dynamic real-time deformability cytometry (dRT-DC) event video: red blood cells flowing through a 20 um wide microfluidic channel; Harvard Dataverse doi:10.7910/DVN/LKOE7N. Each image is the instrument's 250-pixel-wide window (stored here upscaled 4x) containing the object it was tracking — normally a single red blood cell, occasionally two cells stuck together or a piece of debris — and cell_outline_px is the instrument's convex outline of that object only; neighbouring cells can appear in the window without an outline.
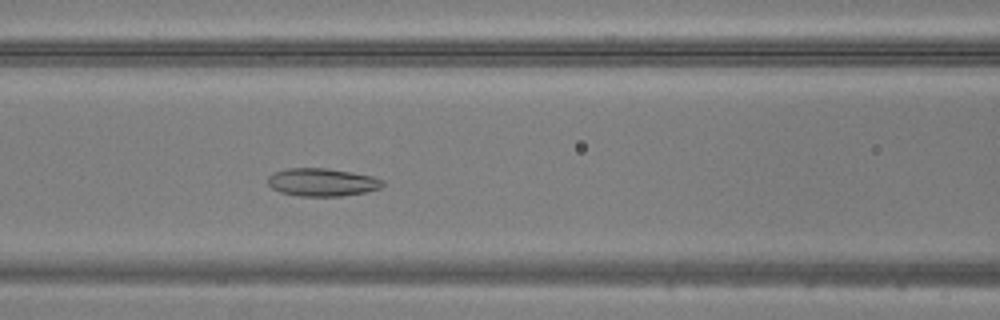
{"species": "common noctule bat (a hibernating species)", "species_latin": "Nyctalus noctula", "temperature_condition": "warm", "stored_images_in_passage": 42, "camera_frame_rate_fps": 3000, "um_per_image_px": 0.085, "animal": {"sex": "male", "body_mass_g": 20.5, "forearm_length_mm": 52.5}, "frame": {"image": 1, "passage_image": 19, "time_ms": 6.0, "image_size_px": [1000, 320], "cell_outline_px": [[384, 184], [380, 188], [364, 192], [340, 196], [300, 196], [280, 192], [272, 188], [268, 184], [268, 176], [276, 172], [288, 168], [328, 168], [352, 172], [372, 176], [384, 180]], "centroid_in_image_um": [27.39, 15.48], "position_along_channel_um": 139.2, "area_um2": 18.61}}
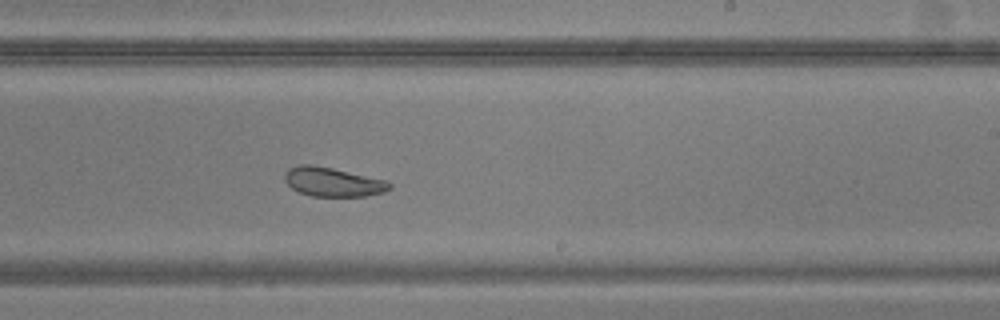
{"frame": {"image": 2, "passage_image": 28, "time_ms": 9.0, "image_size_px": [1000, 320], "cell_outline_px": [[392, 188], [384, 192], [364, 196], [312, 196], [300, 192], [292, 188], [284, 180], [284, 172], [288, 168], [300, 164], [312, 164], [332, 168], [384, 180], [392, 184]], "centroid_in_image_um": [28.25, 15.46], "position_along_channel_um": 260.7, "area_um2": 17.69}}
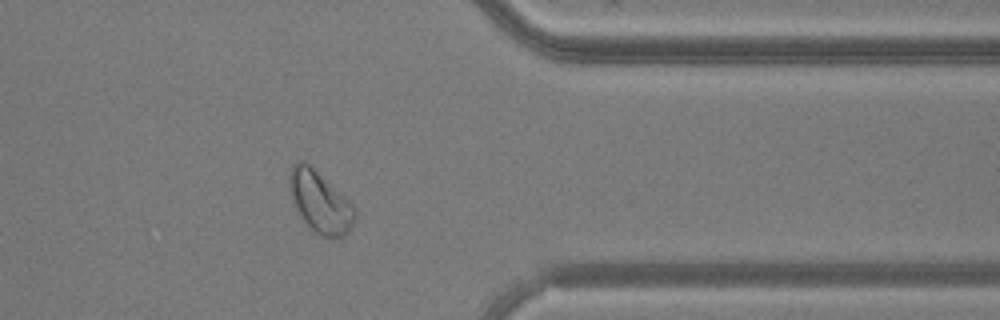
{"frame": {"image": 3, "passage_image": 38, "time_ms": 12.333, "image_size_px": [1000, 320], "cell_outline_px": [[356, 216], [348, 232], [344, 236], [320, 236], [312, 232], [300, 216], [292, 200], [288, 188], [288, 176], [292, 164], [296, 160], [304, 160], [344, 196], [352, 204], [356, 212]], "centroid_in_image_um": [27.15, 17.15], "position_along_channel_um": 384.3, "area_um2": 23.35}}